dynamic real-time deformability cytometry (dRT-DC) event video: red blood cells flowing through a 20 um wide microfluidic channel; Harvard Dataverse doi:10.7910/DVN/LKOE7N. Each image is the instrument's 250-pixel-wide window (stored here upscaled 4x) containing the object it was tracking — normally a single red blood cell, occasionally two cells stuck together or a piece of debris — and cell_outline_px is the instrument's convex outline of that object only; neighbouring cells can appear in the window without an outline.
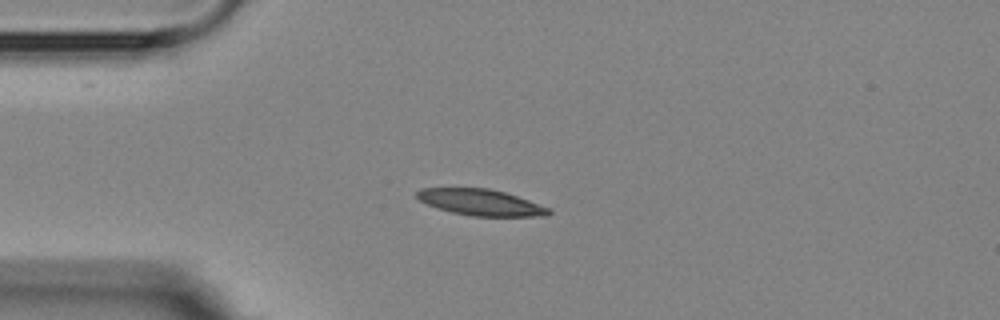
{"species": "Egyptian fruit bat (a non-hibernating species)", "species_latin": "Rousettus aegyptiacus", "temperature_condition": "room temperature", "stored_images_in_passage": 3, "camera_frame_rate_fps": 3000, "um_per_image_px": 0.085, "animal": {"sex": "female"}, "frame": {"image": 1, "passage_image": 3, "time_ms": 2.667, "image_size_px": [1000, 320], "cell_outline_px": [[552, 212], [548, 216], [472, 216], [452, 212], [436, 208], [420, 200], [416, 196], [416, 192], [420, 188], [488, 188], [504, 192], [528, 200], [548, 208]], "centroid_in_image_um": [40.84, 17.2], "position_along_channel_um": 44.2, "area_um2": 19.94}}